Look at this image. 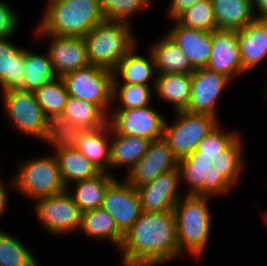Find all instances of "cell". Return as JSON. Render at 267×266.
Returning <instances> with one entry per match:
<instances>
[{
	"label": "cell",
	"instance_id": "6da1fadb",
	"mask_svg": "<svg viewBox=\"0 0 267 266\" xmlns=\"http://www.w3.org/2000/svg\"><path fill=\"white\" fill-rule=\"evenodd\" d=\"M222 128L219 123L198 143L195 151L179 160L180 183L184 181L188 185L185 194L225 195L240 180L245 168L242 135Z\"/></svg>",
	"mask_w": 267,
	"mask_h": 266
},
{
	"label": "cell",
	"instance_id": "7a4b0ae2",
	"mask_svg": "<svg viewBox=\"0 0 267 266\" xmlns=\"http://www.w3.org/2000/svg\"><path fill=\"white\" fill-rule=\"evenodd\" d=\"M117 251L122 252L123 266H160L181 258L174 211H142Z\"/></svg>",
	"mask_w": 267,
	"mask_h": 266
},
{
	"label": "cell",
	"instance_id": "3957f363",
	"mask_svg": "<svg viewBox=\"0 0 267 266\" xmlns=\"http://www.w3.org/2000/svg\"><path fill=\"white\" fill-rule=\"evenodd\" d=\"M212 197L186 194L177 202L173 211L176 220L178 249L200 258L209 244L212 233V216L208 201Z\"/></svg>",
	"mask_w": 267,
	"mask_h": 266
},
{
	"label": "cell",
	"instance_id": "277c9868",
	"mask_svg": "<svg viewBox=\"0 0 267 266\" xmlns=\"http://www.w3.org/2000/svg\"><path fill=\"white\" fill-rule=\"evenodd\" d=\"M131 23L104 19L83 38L90 65L113 71L116 65L136 45L138 38Z\"/></svg>",
	"mask_w": 267,
	"mask_h": 266
},
{
	"label": "cell",
	"instance_id": "5b68a950",
	"mask_svg": "<svg viewBox=\"0 0 267 266\" xmlns=\"http://www.w3.org/2000/svg\"><path fill=\"white\" fill-rule=\"evenodd\" d=\"M45 9L37 25L49 35L84 37L105 19L99 0H59Z\"/></svg>",
	"mask_w": 267,
	"mask_h": 266
},
{
	"label": "cell",
	"instance_id": "8992f818",
	"mask_svg": "<svg viewBox=\"0 0 267 266\" xmlns=\"http://www.w3.org/2000/svg\"><path fill=\"white\" fill-rule=\"evenodd\" d=\"M51 155V156H50ZM31 157L20 162L19 169L11 180L27 199L59 195L66 191L55 154Z\"/></svg>",
	"mask_w": 267,
	"mask_h": 266
},
{
	"label": "cell",
	"instance_id": "52a82bcc",
	"mask_svg": "<svg viewBox=\"0 0 267 266\" xmlns=\"http://www.w3.org/2000/svg\"><path fill=\"white\" fill-rule=\"evenodd\" d=\"M174 114L173 124L165 121L163 139L179 160L195 151L198 143L220 123L210 114L186 110Z\"/></svg>",
	"mask_w": 267,
	"mask_h": 266
},
{
	"label": "cell",
	"instance_id": "ba28073f",
	"mask_svg": "<svg viewBox=\"0 0 267 266\" xmlns=\"http://www.w3.org/2000/svg\"><path fill=\"white\" fill-rule=\"evenodd\" d=\"M69 96L99 105L107 114L113 106V72L89 65L63 77Z\"/></svg>",
	"mask_w": 267,
	"mask_h": 266
},
{
	"label": "cell",
	"instance_id": "9c48e42d",
	"mask_svg": "<svg viewBox=\"0 0 267 266\" xmlns=\"http://www.w3.org/2000/svg\"><path fill=\"white\" fill-rule=\"evenodd\" d=\"M1 92L3 107L10 123L19 133L43 142L46 115L37 103L34 91L12 88Z\"/></svg>",
	"mask_w": 267,
	"mask_h": 266
},
{
	"label": "cell",
	"instance_id": "30bf717a",
	"mask_svg": "<svg viewBox=\"0 0 267 266\" xmlns=\"http://www.w3.org/2000/svg\"><path fill=\"white\" fill-rule=\"evenodd\" d=\"M112 111V112H111ZM166 119L153 106L110 110L108 124L114 133L137 136L149 141L163 138Z\"/></svg>",
	"mask_w": 267,
	"mask_h": 266
},
{
	"label": "cell",
	"instance_id": "8fae6325",
	"mask_svg": "<svg viewBox=\"0 0 267 266\" xmlns=\"http://www.w3.org/2000/svg\"><path fill=\"white\" fill-rule=\"evenodd\" d=\"M33 203L37 219L51 234L66 235L80 229L82 211L66 191L38 198Z\"/></svg>",
	"mask_w": 267,
	"mask_h": 266
},
{
	"label": "cell",
	"instance_id": "7c38bea8",
	"mask_svg": "<svg viewBox=\"0 0 267 266\" xmlns=\"http://www.w3.org/2000/svg\"><path fill=\"white\" fill-rule=\"evenodd\" d=\"M40 39H51L47 52L49 54L53 71L57 77L80 68L89 66L87 47L83 37H69L46 34L38 25L34 32Z\"/></svg>",
	"mask_w": 267,
	"mask_h": 266
},
{
	"label": "cell",
	"instance_id": "4fadbf2b",
	"mask_svg": "<svg viewBox=\"0 0 267 266\" xmlns=\"http://www.w3.org/2000/svg\"><path fill=\"white\" fill-rule=\"evenodd\" d=\"M178 164L179 159L163 138L151 141L146 153L127 172L125 180L136 189L160 174L178 169Z\"/></svg>",
	"mask_w": 267,
	"mask_h": 266
},
{
	"label": "cell",
	"instance_id": "5bb4252c",
	"mask_svg": "<svg viewBox=\"0 0 267 266\" xmlns=\"http://www.w3.org/2000/svg\"><path fill=\"white\" fill-rule=\"evenodd\" d=\"M191 95L186 111L210 114L218 117V99L231 80L225 75L206 68L195 69L191 73Z\"/></svg>",
	"mask_w": 267,
	"mask_h": 266
},
{
	"label": "cell",
	"instance_id": "9a60e30c",
	"mask_svg": "<svg viewBox=\"0 0 267 266\" xmlns=\"http://www.w3.org/2000/svg\"><path fill=\"white\" fill-rule=\"evenodd\" d=\"M101 207L114 218L123 234L132 227L142 213L137 190L126 180L116 179L108 187Z\"/></svg>",
	"mask_w": 267,
	"mask_h": 266
},
{
	"label": "cell",
	"instance_id": "2e32d148",
	"mask_svg": "<svg viewBox=\"0 0 267 266\" xmlns=\"http://www.w3.org/2000/svg\"><path fill=\"white\" fill-rule=\"evenodd\" d=\"M179 170L158 175L150 183L136 188L142 211L163 212L173 210L181 199Z\"/></svg>",
	"mask_w": 267,
	"mask_h": 266
},
{
	"label": "cell",
	"instance_id": "e0dca14e",
	"mask_svg": "<svg viewBox=\"0 0 267 266\" xmlns=\"http://www.w3.org/2000/svg\"><path fill=\"white\" fill-rule=\"evenodd\" d=\"M205 68L223 74L230 80L243 74L237 30L212 31L211 54Z\"/></svg>",
	"mask_w": 267,
	"mask_h": 266
},
{
	"label": "cell",
	"instance_id": "ac0fdd59",
	"mask_svg": "<svg viewBox=\"0 0 267 266\" xmlns=\"http://www.w3.org/2000/svg\"><path fill=\"white\" fill-rule=\"evenodd\" d=\"M171 22L173 28L166 34L180 47L194 69L205 68L211 54L212 32L187 28L175 19Z\"/></svg>",
	"mask_w": 267,
	"mask_h": 266
},
{
	"label": "cell",
	"instance_id": "d6986e66",
	"mask_svg": "<svg viewBox=\"0 0 267 266\" xmlns=\"http://www.w3.org/2000/svg\"><path fill=\"white\" fill-rule=\"evenodd\" d=\"M243 73L256 67L267 57V18L257 17L237 30Z\"/></svg>",
	"mask_w": 267,
	"mask_h": 266
},
{
	"label": "cell",
	"instance_id": "ffe728a7",
	"mask_svg": "<svg viewBox=\"0 0 267 266\" xmlns=\"http://www.w3.org/2000/svg\"><path fill=\"white\" fill-rule=\"evenodd\" d=\"M137 45L134 46L125 57L119 61L113 72V83H130L139 85H149L150 80L152 90L155 87L157 71L153 55L150 51L149 56L137 54ZM119 76V77H118ZM121 77V78H120ZM121 79V80H120Z\"/></svg>",
	"mask_w": 267,
	"mask_h": 266
},
{
	"label": "cell",
	"instance_id": "44dd1931",
	"mask_svg": "<svg viewBox=\"0 0 267 266\" xmlns=\"http://www.w3.org/2000/svg\"><path fill=\"white\" fill-rule=\"evenodd\" d=\"M117 178L113 174L100 172L98 175L73 183L70 189H66L67 194L83 212L101 207L108 187Z\"/></svg>",
	"mask_w": 267,
	"mask_h": 266
},
{
	"label": "cell",
	"instance_id": "7402d4cb",
	"mask_svg": "<svg viewBox=\"0 0 267 266\" xmlns=\"http://www.w3.org/2000/svg\"><path fill=\"white\" fill-rule=\"evenodd\" d=\"M110 141L111 128L107 123L96 129H86L75 148L101 172L109 173Z\"/></svg>",
	"mask_w": 267,
	"mask_h": 266
},
{
	"label": "cell",
	"instance_id": "603a6c76",
	"mask_svg": "<svg viewBox=\"0 0 267 266\" xmlns=\"http://www.w3.org/2000/svg\"><path fill=\"white\" fill-rule=\"evenodd\" d=\"M191 73L157 74L154 91L159 99L173 105L174 112L187 109L191 95Z\"/></svg>",
	"mask_w": 267,
	"mask_h": 266
},
{
	"label": "cell",
	"instance_id": "cb8c5ba5",
	"mask_svg": "<svg viewBox=\"0 0 267 266\" xmlns=\"http://www.w3.org/2000/svg\"><path fill=\"white\" fill-rule=\"evenodd\" d=\"M0 40V87L2 91L19 88L25 77V48Z\"/></svg>",
	"mask_w": 267,
	"mask_h": 266
},
{
	"label": "cell",
	"instance_id": "d4e9b609",
	"mask_svg": "<svg viewBox=\"0 0 267 266\" xmlns=\"http://www.w3.org/2000/svg\"><path fill=\"white\" fill-rule=\"evenodd\" d=\"M217 29L239 30L254 21L251 0H211Z\"/></svg>",
	"mask_w": 267,
	"mask_h": 266
},
{
	"label": "cell",
	"instance_id": "484cf974",
	"mask_svg": "<svg viewBox=\"0 0 267 266\" xmlns=\"http://www.w3.org/2000/svg\"><path fill=\"white\" fill-rule=\"evenodd\" d=\"M150 142L142 137L124 136L111 130L109 174L119 166L129 168L128 172L146 153Z\"/></svg>",
	"mask_w": 267,
	"mask_h": 266
},
{
	"label": "cell",
	"instance_id": "4316f807",
	"mask_svg": "<svg viewBox=\"0 0 267 266\" xmlns=\"http://www.w3.org/2000/svg\"><path fill=\"white\" fill-rule=\"evenodd\" d=\"M79 231L90 239L110 240L117 249L120 248L124 235L114 218L103 207L83 212Z\"/></svg>",
	"mask_w": 267,
	"mask_h": 266
},
{
	"label": "cell",
	"instance_id": "83f0119b",
	"mask_svg": "<svg viewBox=\"0 0 267 266\" xmlns=\"http://www.w3.org/2000/svg\"><path fill=\"white\" fill-rule=\"evenodd\" d=\"M86 129L71 123L63 114L46 115L43 141L54 147V153L75 148Z\"/></svg>",
	"mask_w": 267,
	"mask_h": 266
},
{
	"label": "cell",
	"instance_id": "f1b7e54d",
	"mask_svg": "<svg viewBox=\"0 0 267 266\" xmlns=\"http://www.w3.org/2000/svg\"><path fill=\"white\" fill-rule=\"evenodd\" d=\"M158 40L150 48L157 74L192 73L195 70L180 47L167 34Z\"/></svg>",
	"mask_w": 267,
	"mask_h": 266
},
{
	"label": "cell",
	"instance_id": "f546056e",
	"mask_svg": "<svg viewBox=\"0 0 267 266\" xmlns=\"http://www.w3.org/2000/svg\"><path fill=\"white\" fill-rule=\"evenodd\" d=\"M54 154L66 189H69L71 183L92 178L101 172L76 148L60 150Z\"/></svg>",
	"mask_w": 267,
	"mask_h": 266
},
{
	"label": "cell",
	"instance_id": "4dcf8cb0",
	"mask_svg": "<svg viewBox=\"0 0 267 266\" xmlns=\"http://www.w3.org/2000/svg\"><path fill=\"white\" fill-rule=\"evenodd\" d=\"M44 54L25 48V77L20 89L35 91L57 77L48 52L46 51Z\"/></svg>",
	"mask_w": 267,
	"mask_h": 266
},
{
	"label": "cell",
	"instance_id": "1f68e13d",
	"mask_svg": "<svg viewBox=\"0 0 267 266\" xmlns=\"http://www.w3.org/2000/svg\"><path fill=\"white\" fill-rule=\"evenodd\" d=\"M62 114L71 123L81 125L85 129H96L108 123V114L99 105L77 97H68Z\"/></svg>",
	"mask_w": 267,
	"mask_h": 266
},
{
	"label": "cell",
	"instance_id": "d6a6232c",
	"mask_svg": "<svg viewBox=\"0 0 267 266\" xmlns=\"http://www.w3.org/2000/svg\"><path fill=\"white\" fill-rule=\"evenodd\" d=\"M37 261L18 237L0 229V266H33Z\"/></svg>",
	"mask_w": 267,
	"mask_h": 266
},
{
	"label": "cell",
	"instance_id": "836d02e7",
	"mask_svg": "<svg viewBox=\"0 0 267 266\" xmlns=\"http://www.w3.org/2000/svg\"><path fill=\"white\" fill-rule=\"evenodd\" d=\"M34 94L45 115L62 114L69 97L62 77H56L44 84Z\"/></svg>",
	"mask_w": 267,
	"mask_h": 266
},
{
	"label": "cell",
	"instance_id": "e575fe53",
	"mask_svg": "<svg viewBox=\"0 0 267 266\" xmlns=\"http://www.w3.org/2000/svg\"><path fill=\"white\" fill-rule=\"evenodd\" d=\"M175 20L182 26L212 32L217 29L211 0H200L180 13Z\"/></svg>",
	"mask_w": 267,
	"mask_h": 266
},
{
	"label": "cell",
	"instance_id": "d590c367",
	"mask_svg": "<svg viewBox=\"0 0 267 266\" xmlns=\"http://www.w3.org/2000/svg\"><path fill=\"white\" fill-rule=\"evenodd\" d=\"M152 92L150 85L113 83L112 99L119 100L117 109L142 108L150 106Z\"/></svg>",
	"mask_w": 267,
	"mask_h": 266
},
{
	"label": "cell",
	"instance_id": "8d00e7d4",
	"mask_svg": "<svg viewBox=\"0 0 267 266\" xmlns=\"http://www.w3.org/2000/svg\"><path fill=\"white\" fill-rule=\"evenodd\" d=\"M153 0H99L103 17L107 20L130 23L133 15L148 8Z\"/></svg>",
	"mask_w": 267,
	"mask_h": 266
},
{
	"label": "cell",
	"instance_id": "74e56055",
	"mask_svg": "<svg viewBox=\"0 0 267 266\" xmlns=\"http://www.w3.org/2000/svg\"><path fill=\"white\" fill-rule=\"evenodd\" d=\"M19 17L15 10L0 0V40L11 38L19 27Z\"/></svg>",
	"mask_w": 267,
	"mask_h": 266
},
{
	"label": "cell",
	"instance_id": "f35d334b",
	"mask_svg": "<svg viewBox=\"0 0 267 266\" xmlns=\"http://www.w3.org/2000/svg\"><path fill=\"white\" fill-rule=\"evenodd\" d=\"M198 1L200 0H171L167 10L169 19H175L185 9L189 8Z\"/></svg>",
	"mask_w": 267,
	"mask_h": 266
},
{
	"label": "cell",
	"instance_id": "ab89813d",
	"mask_svg": "<svg viewBox=\"0 0 267 266\" xmlns=\"http://www.w3.org/2000/svg\"><path fill=\"white\" fill-rule=\"evenodd\" d=\"M2 178L0 177V218L5 214L8 204V190H6V184H3Z\"/></svg>",
	"mask_w": 267,
	"mask_h": 266
},
{
	"label": "cell",
	"instance_id": "60d3db41",
	"mask_svg": "<svg viewBox=\"0 0 267 266\" xmlns=\"http://www.w3.org/2000/svg\"><path fill=\"white\" fill-rule=\"evenodd\" d=\"M255 15L267 18V0H251Z\"/></svg>",
	"mask_w": 267,
	"mask_h": 266
},
{
	"label": "cell",
	"instance_id": "b9f144b4",
	"mask_svg": "<svg viewBox=\"0 0 267 266\" xmlns=\"http://www.w3.org/2000/svg\"><path fill=\"white\" fill-rule=\"evenodd\" d=\"M263 212H265V213L263 214L264 225H266V227H267V212H266V211H263Z\"/></svg>",
	"mask_w": 267,
	"mask_h": 266
},
{
	"label": "cell",
	"instance_id": "7bdbcfd3",
	"mask_svg": "<svg viewBox=\"0 0 267 266\" xmlns=\"http://www.w3.org/2000/svg\"><path fill=\"white\" fill-rule=\"evenodd\" d=\"M56 1H59V0H48V1H47L48 3H47L46 5L48 6V5H50L51 3H54V2H56Z\"/></svg>",
	"mask_w": 267,
	"mask_h": 266
},
{
	"label": "cell",
	"instance_id": "ee69618b",
	"mask_svg": "<svg viewBox=\"0 0 267 266\" xmlns=\"http://www.w3.org/2000/svg\"><path fill=\"white\" fill-rule=\"evenodd\" d=\"M39 261H37L33 266H41L39 265L40 263H38Z\"/></svg>",
	"mask_w": 267,
	"mask_h": 266
}]
</instances>
